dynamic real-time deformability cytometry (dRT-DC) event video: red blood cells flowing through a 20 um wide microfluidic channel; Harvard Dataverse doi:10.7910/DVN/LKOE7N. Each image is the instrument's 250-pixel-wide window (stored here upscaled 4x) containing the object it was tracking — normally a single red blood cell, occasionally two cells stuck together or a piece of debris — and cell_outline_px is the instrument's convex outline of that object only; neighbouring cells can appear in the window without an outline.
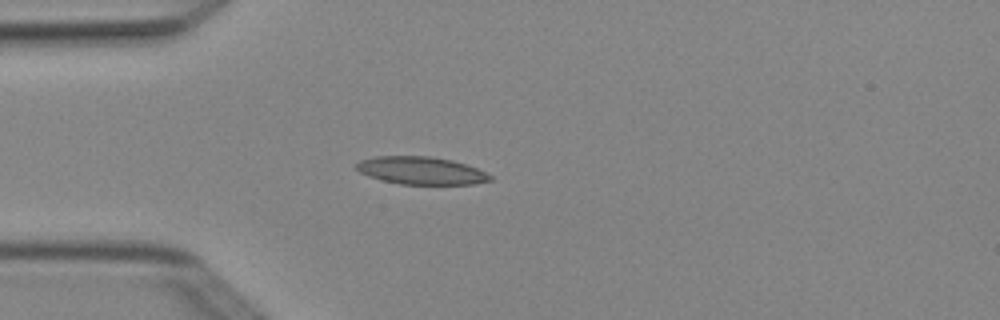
{"species": "Egyptian fruit bat (a non-hibernating species)", "species_latin": "Rousettus aegyptiacus", "temperature_condition": "cold", "stored_images_in_passage": 4, "camera_frame_rate_fps": 3000, "um_per_image_px": 0.085, "animal": {"sex": "female"}, "frame": {"image": 1, "passage_image": 4, "time_ms": 1.0, "image_size_px": [1000, 320], "cell_outline_px": [[492, 180], [472, 184], [400, 184], [368, 176], [360, 172], [356, 168], [356, 164], [360, 160], [376, 156], [428, 156], [452, 160], [476, 168], [492, 176]], "centroid_in_image_um": [35.77, 14.49], "position_along_channel_um": 49.2, "area_um2": 21.33}}